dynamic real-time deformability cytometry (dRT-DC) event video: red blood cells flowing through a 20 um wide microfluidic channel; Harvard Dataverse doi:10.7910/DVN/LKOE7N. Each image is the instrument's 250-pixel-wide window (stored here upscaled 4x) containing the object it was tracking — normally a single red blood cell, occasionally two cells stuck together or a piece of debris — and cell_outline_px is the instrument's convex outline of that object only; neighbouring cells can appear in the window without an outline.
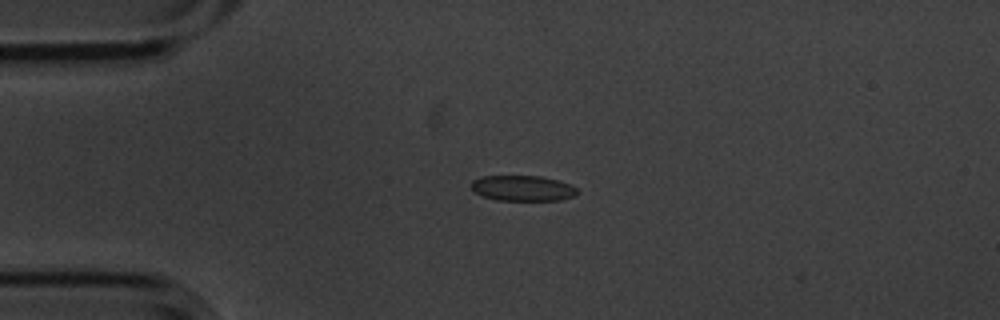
{"species": "common noctule bat (a hibernating species)", "species_latin": "Nyctalus noctula", "temperature_condition": "cold", "stored_images_in_passage": 6, "camera_frame_rate_fps": 3000, "um_per_image_px": 0.085, "animal": {"sex": "male", "body_mass_g": 20.1, "forearm_length_mm": 53.5}, "frame": {"image": 1, "passage_image": 3, "time_ms": 0.667, "image_size_px": [1000, 320], "cell_outline_px": [[576, 196], [560, 200], [496, 200], [484, 196], [476, 192], [468, 184], [472, 180], [480, 176], [540, 176], [560, 180], [572, 184], [576, 188]], "centroid_in_image_um": [44.43, 15.99], "position_along_channel_um": 40.6, "area_um2": 15.9}}
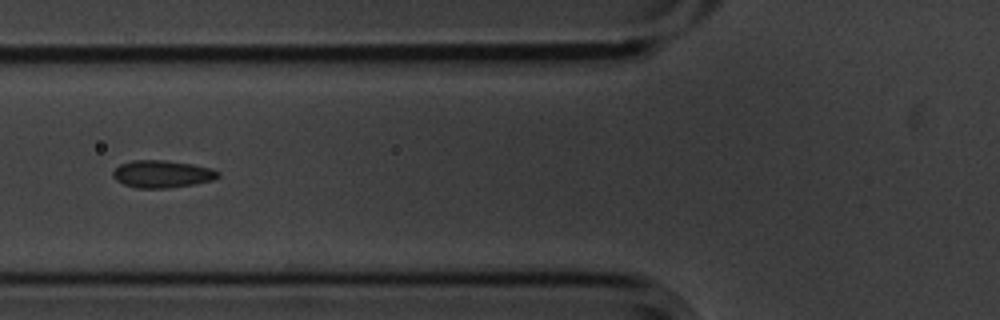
{"frame": {"image": 2, "passage_image": 5, "time_ms": 1.333, "image_size_px": [1000, 320], "cell_outline_px": [[220, 176], [212, 180], [192, 184], [164, 188], [136, 188], [124, 184], [116, 180], [112, 176], [112, 172], [120, 164], [132, 160], [164, 160], [192, 164], [212, 168], [220, 172]], "centroid_in_image_um": [13.77, 14.78], "position_along_channel_um": 112.0, "area_um2": 16.7}}
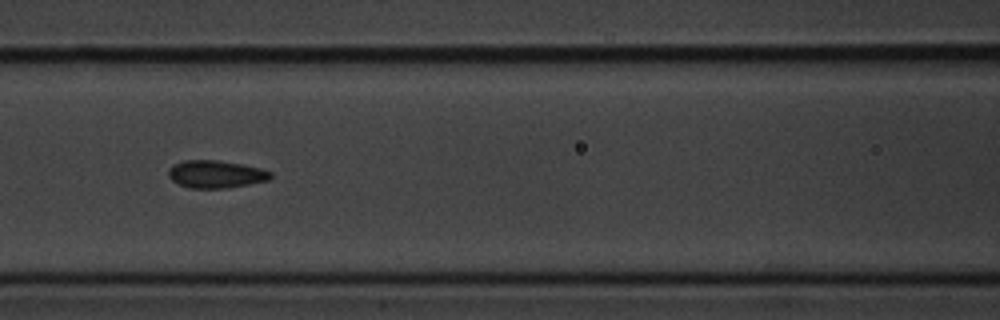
{"frame": {"image": 3, "passage_image": 6, "time_ms": 1.667, "image_size_px": [1000, 320], "cell_outline_px": [[272, 176], [268, 180], [248, 184], [224, 188], [188, 188], [172, 180], [168, 176], [168, 168], [172, 164], [184, 160], [220, 160], [244, 164], [260, 168], [272, 172]], "centroid_in_image_um": [18.32, 14.79], "position_along_channel_um": 148.3, "area_um2": 16.53}}